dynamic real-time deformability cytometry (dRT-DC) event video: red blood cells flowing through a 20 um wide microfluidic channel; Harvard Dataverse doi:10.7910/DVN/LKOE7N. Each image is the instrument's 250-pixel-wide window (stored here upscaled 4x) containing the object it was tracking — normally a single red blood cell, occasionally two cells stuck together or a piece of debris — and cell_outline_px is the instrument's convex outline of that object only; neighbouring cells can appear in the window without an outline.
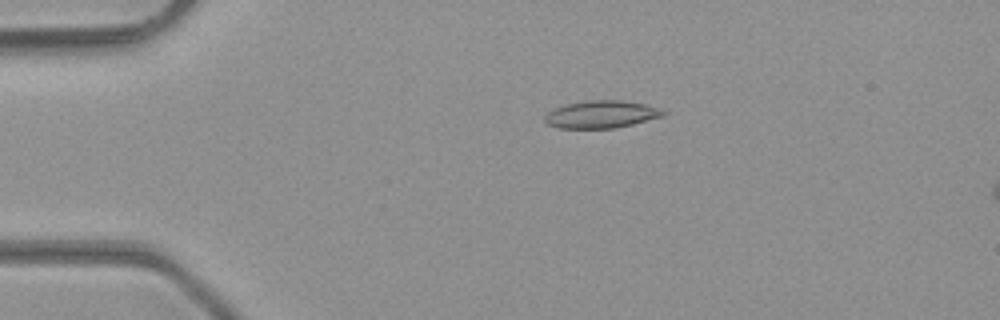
{"species": "common noctule bat (a hibernating species)", "species_latin": "Nyctalus noctula", "temperature_condition": "room temperature", "stored_images_in_passage": 48, "camera_frame_rate_fps": 3000, "um_per_image_px": 0.085, "animal": {"sex": "male", "body_mass_g": 23.1, "forearm_length_mm": 52.7}, "frame": {"image": 1, "passage_image": 11, "time_ms": 3.333, "image_size_px": [1000, 320], "cell_outline_px": [[668, 112], [664, 116], [616, 128], [560, 128], [548, 124], [544, 120], [544, 116], [548, 112], [556, 108], [568, 104], [588, 100], [620, 100], [644, 104], [660, 108]], "centroid_in_image_um": [51.15, 9.72], "position_along_channel_um": 33.9, "area_um2": 18.84}}
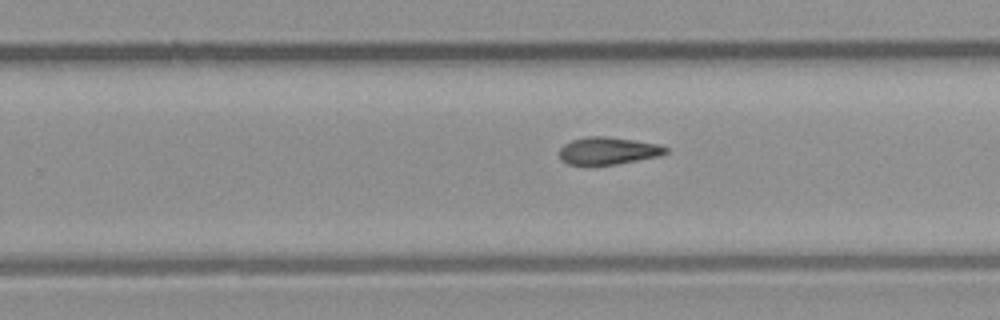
{"frame": {"image": 2, "passage_image": 31, "time_ms": 10.0, "image_size_px": [1000, 320], "cell_outline_px": [[668, 152], [660, 156], [616, 164], [568, 164], [560, 156], [560, 148], [564, 144], [572, 140], [588, 136], [604, 136], [632, 140], [656, 144], [668, 148]], "centroid_in_image_um": [51.7, 12.81], "position_along_channel_um": 278.1, "area_um2": 16.59}}
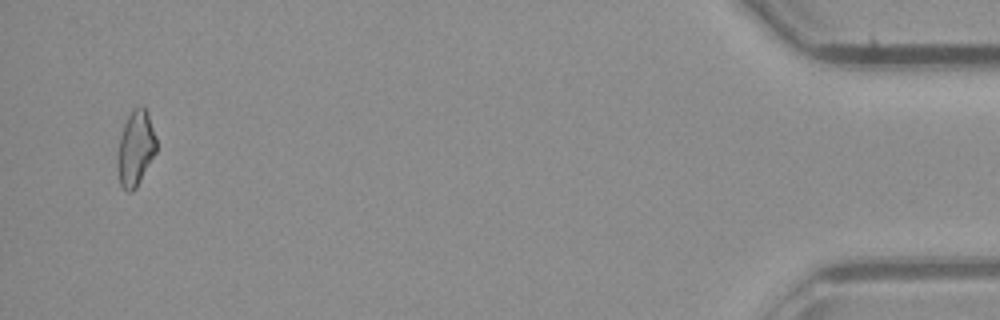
{"frame": {"image": 3, "passage_image": 47, "time_ms": 15.333, "image_size_px": [1000, 320], "cell_outline_px": [[156, 152], [136, 188], [132, 192], [128, 192], [120, 184], [116, 168], [116, 156], [120, 136], [124, 124], [132, 108], [140, 104], [144, 104], [148, 112], [156, 136]], "centroid_in_image_um": [11.51, 12.57], "position_along_channel_um": 423.7, "area_um2": 17.46}, "authors_computed_cell_mechanics": {"area_um2": 17.4845, "velocity_mm_per_s": 4.3553, "shape_relaxation_time_tau1_ms": null, "shape_relaxation_time_tau2_ms": 7.1734, "deformation_change_tau1": null, "deformation_change_tau2": 0.1794}}